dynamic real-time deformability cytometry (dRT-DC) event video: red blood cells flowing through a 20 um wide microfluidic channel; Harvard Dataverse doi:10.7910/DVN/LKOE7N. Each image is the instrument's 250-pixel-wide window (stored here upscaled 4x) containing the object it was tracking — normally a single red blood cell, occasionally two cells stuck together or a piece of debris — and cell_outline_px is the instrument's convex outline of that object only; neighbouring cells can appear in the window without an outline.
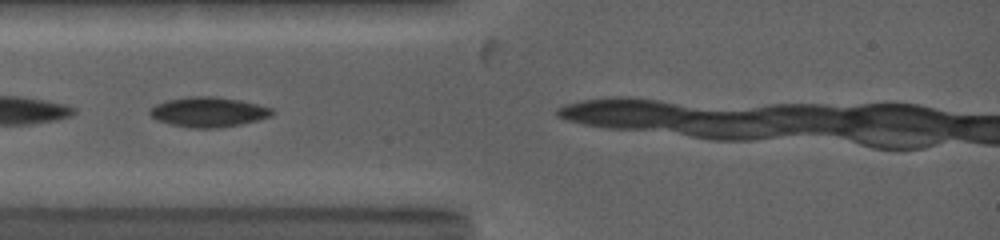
{"species": "common noctule bat (a hibernating species)", "species_latin": "Nyctalus noctula", "temperature_condition": "warm", "stored_images_in_passage": 5, "camera_frame_rate_fps": 5000, "um_per_image_px": 0.085, "animal": {"sex": "female", "body_mass_g": 19.0, "forearm_length_mm": 53.3}, "frame": {"image": 1, "passage_image": 4, "time_ms": 0.8, "image_size_px": [1000, 240], "cell_outline_px": [[272, 116], [240, 124], [220, 128], [192, 128], [172, 124], [156, 120], [148, 112], [156, 104], [164, 100], [188, 96], [212, 96], [240, 100], [272, 108]], "centroid_in_image_um": [17.68, 9.51], "position_along_channel_um": 67.3, "area_um2": 21.21}}